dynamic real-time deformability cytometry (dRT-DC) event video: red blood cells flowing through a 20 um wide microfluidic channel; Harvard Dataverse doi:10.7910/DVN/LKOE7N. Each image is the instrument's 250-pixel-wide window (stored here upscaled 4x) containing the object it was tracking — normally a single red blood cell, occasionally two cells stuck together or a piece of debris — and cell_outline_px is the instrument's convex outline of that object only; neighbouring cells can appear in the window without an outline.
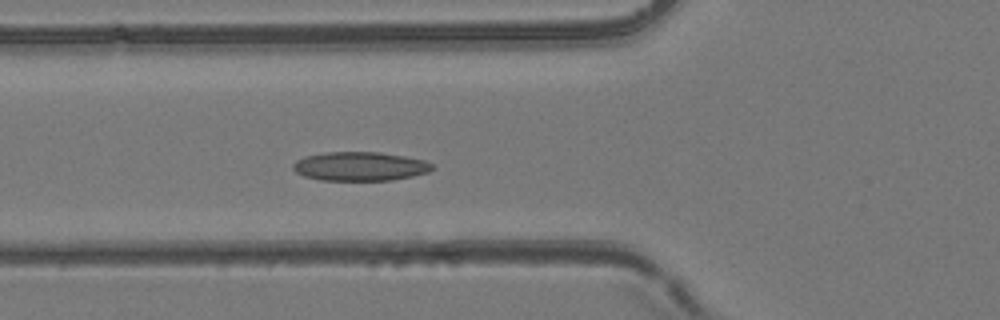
{"species": "common noctule bat (a hibernating species)", "species_latin": "Nyctalus noctula", "temperature_condition": "room temperature", "stored_images_in_passage": 6, "camera_frame_rate_fps": 3000, "um_per_image_px": 0.085, "animal": {"sex": "female", "body_mass_g": 24.6, "forearm_length_mm": 56.2}, "frame": {"image": 1, "passage_image": 6, "time_ms": 1.667, "image_size_px": [1000, 320], "cell_outline_px": [[436, 168], [428, 172], [412, 176], [392, 180], [320, 180], [304, 176], [296, 172], [292, 168], [292, 164], [296, 160], [304, 156], [324, 152], [380, 152], [404, 156], [424, 160], [432, 164]], "centroid_in_image_um": [30.59, 14.13], "position_along_channel_um": 95.2, "area_um2": 23.58}}